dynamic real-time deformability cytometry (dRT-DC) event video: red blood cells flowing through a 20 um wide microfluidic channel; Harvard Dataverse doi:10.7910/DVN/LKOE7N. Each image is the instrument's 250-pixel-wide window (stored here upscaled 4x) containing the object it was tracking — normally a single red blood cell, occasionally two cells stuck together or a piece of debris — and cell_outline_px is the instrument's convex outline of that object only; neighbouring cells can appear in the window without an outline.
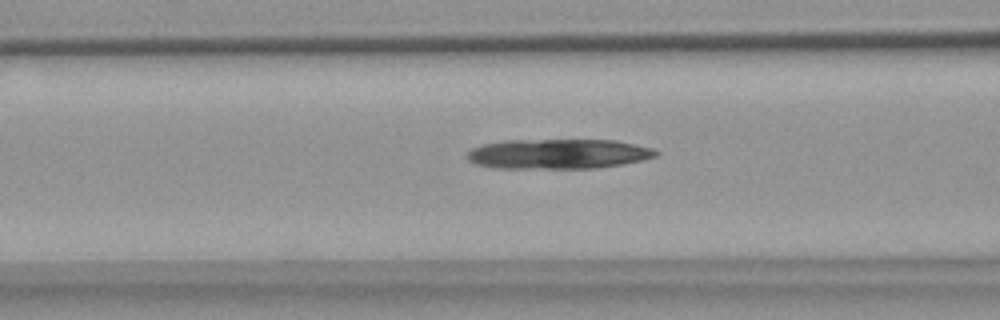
{"species": "common noctule bat (a hibernating species)", "species_latin": "Nyctalus noctula", "temperature_condition": "warm", "stored_images_in_passage": 54, "camera_frame_rate_fps": 3000, "um_per_image_px": 0.085, "animal": {"sex": "female", "body_mass_g": 18.4}, "frame": {"image": 1, "passage_image": 21, "time_ms": 6.667, "image_size_px": [1000, 320], "cell_outline_px": [[660, 152], [656, 156], [624, 164], [596, 168], [496, 168], [476, 164], [468, 160], [464, 156], [472, 148], [484, 144], [504, 140], [616, 140], [652, 148]], "centroid_in_image_um": [47.43, 13.08], "position_along_channel_um": 119.2, "area_um2": 32.95}}
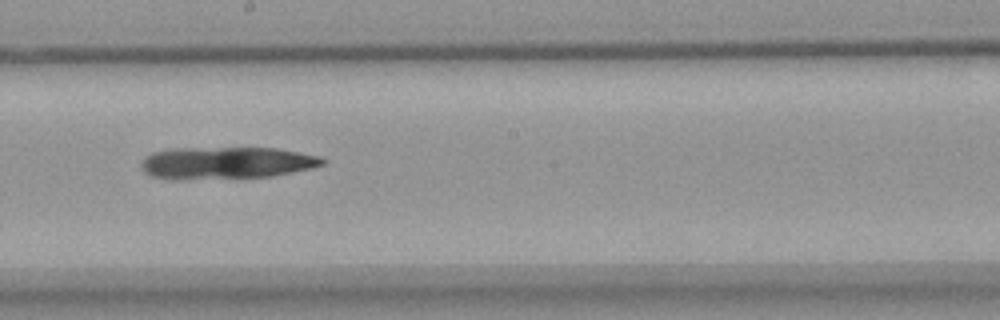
{"frame": {"image": 2, "passage_image": 30, "time_ms": 9.667, "image_size_px": [1000, 320], "cell_outline_px": [[328, 160], [324, 164], [312, 168], [272, 176], [180, 180], [168, 180], [152, 176], [144, 172], [140, 168], [140, 164], [152, 152], [172, 148], [276, 148], [320, 156]], "centroid_in_image_um": [19.22, 13.85], "position_along_channel_um": 229.0, "area_um2": 34.22}}
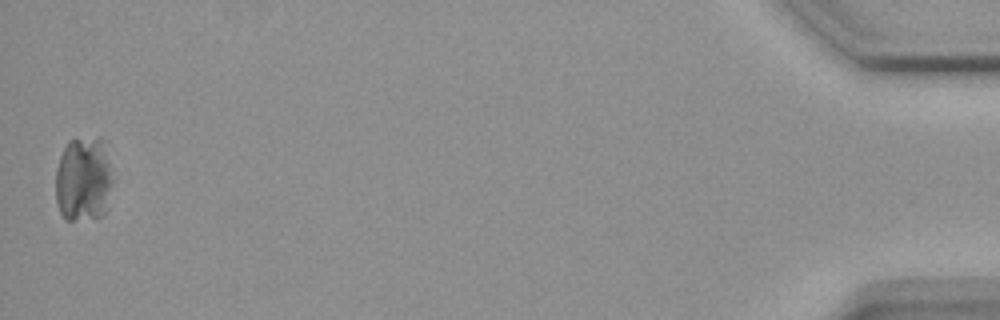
{"frame": {"image": 3, "passage_image": 54, "time_ms": 17.667, "image_size_px": [1000, 320], "cell_outline_px": [[112, 184], [104, 216], [72, 220], [64, 220], [60, 212], [56, 200], [56, 168], [60, 156], [68, 140], [100, 136], [104, 136], [108, 140], [112, 168]], "centroid_in_image_um": [7.14, 15.16], "position_along_channel_um": 428.1, "area_um2": 29.36}}